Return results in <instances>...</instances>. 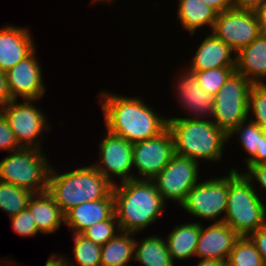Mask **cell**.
<instances>
[{
    "mask_svg": "<svg viewBox=\"0 0 266 266\" xmlns=\"http://www.w3.org/2000/svg\"><path fill=\"white\" fill-rule=\"evenodd\" d=\"M98 95L106 129L130 143L155 137L168 127V118L161 117L140 97L106 91Z\"/></svg>",
    "mask_w": 266,
    "mask_h": 266,
    "instance_id": "6da1fadb",
    "label": "cell"
},
{
    "mask_svg": "<svg viewBox=\"0 0 266 266\" xmlns=\"http://www.w3.org/2000/svg\"><path fill=\"white\" fill-rule=\"evenodd\" d=\"M114 213L120 231L142 232L162 217L166 203L152 180L132 179L113 186Z\"/></svg>",
    "mask_w": 266,
    "mask_h": 266,
    "instance_id": "7a4b0ae2",
    "label": "cell"
},
{
    "mask_svg": "<svg viewBox=\"0 0 266 266\" xmlns=\"http://www.w3.org/2000/svg\"><path fill=\"white\" fill-rule=\"evenodd\" d=\"M175 154L201 161L217 162L223 157L228 134L213 121L168 117Z\"/></svg>",
    "mask_w": 266,
    "mask_h": 266,
    "instance_id": "3957f363",
    "label": "cell"
},
{
    "mask_svg": "<svg viewBox=\"0 0 266 266\" xmlns=\"http://www.w3.org/2000/svg\"><path fill=\"white\" fill-rule=\"evenodd\" d=\"M51 166L48 192L53 196L63 214L85 202L107 198L113 186L92 164L60 173Z\"/></svg>",
    "mask_w": 266,
    "mask_h": 266,
    "instance_id": "277c9868",
    "label": "cell"
},
{
    "mask_svg": "<svg viewBox=\"0 0 266 266\" xmlns=\"http://www.w3.org/2000/svg\"><path fill=\"white\" fill-rule=\"evenodd\" d=\"M228 173L227 209L223 221L239 236H248L266 225V203L259 197L257 187L237 168H230Z\"/></svg>",
    "mask_w": 266,
    "mask_h": 266,
    "instance_id": "5b68a950",
    "label": "cell"
},
{
    "mask_svg": "<svg viewBox=\"0 0 266 266\" xmlns=\"http://www.w3.org/2000/svg\"><path fill=\"white\" fill-rule=\"evenodd\" d=\"M42 152L43 150L32 147L11 151V154L0 160V181L33 194L47 191L52 164Z\"/></svg>",
    "mask_w": 266,
    "mask_h": 266,
    "instance_id": "8992f818",
    "label": "cell"
},
{
    "mask_svg": "<svg viewBox=\"0 0 266 266\" xmlns=\"http://www.w3.org/2000/svg\"><path fill=\"white\" fill-rule=\"evenodd\" d=\"M251 86L252 83L245 76L235 71L214 95L213 122L227 134L248 119Z\"/></svg>",
    "mask_w": 266,
    "mask_h": 266,
    "instance_id": "52a82bcc",
    "label": "cell"
},
{
    "mask_svg": "<svg viewBox=\"0 0 266 266\" xmlns=\"http://www.w3.org/2000/svg\"><path fill=\"white\" fill-rule=\"evenodd\" d=\"M228 176L211 177L197 182L180 205L190 216L222 222L226 215ZM224 214V215H222ZM223 217H218V216Z\"/></svg>",
    "mask_w": 266,
    "mask_h": 266,
    "instance_id": "ba28073f",
    "label": "cell"
},
{
    "mask_svg": "<svg viewBox=\"0 0 266 266\" xmlns=\"http://www.w3.org/2000/svg\"><path fill=\"white\" fill-rule=\"evenodd\" d=\"M11 100L5 105L4 116L7 119L15 138L21 147H32L42 150L41 134L49 131L45 113L34 104L33 99H23V103Z\"/></svg>",
    "mask_w": 266,
    "mask_h": 266,
    "instance_id": "9c48e42d",
    "label": "cell"
},
{
    "mask_svg": "<svg viewBox=\"0 0 266 266\" xmlns=\"http://www.w3.org/2000/svg\"><path fill=\"white\" fill-rule=\"evenodd\" d=\"M199 163L175 154L152 180L164 202L169 199L181 205L188 192L199 182ZM199 176V177H198Z\"/></svg>",
    "mask_w": 266,
    "mask_h": 266,
    "instance_id": "30bf717a",
    "label": "cell"
},
{
    "mask_svg": "<svg viewBox=\"0 0 266 266\" xmlns=\"http://www.w3.org/2000/svg\"><path fill=\"white\" fill-rule=\"evenodd\" d=\"M174 155V139L168 127L155 137L133 143L135 179L153 180Z\"/></svg>",
    "mask_w": 266,
    "mask_h": 266,
    "instance_id": "8fae6325",
    "label": "cell"
},
{
    "mask_svg": "<svg viewBox=\"0 0 266 266\" xmlns=\"http://www.w3.org/2000/svg\"><path fill=\"white\" fill-rule=\"evenodd\" d=\"M235 53L259 36V21L255 11L231 8L217 14L211 31Z\"/></svg>",
    "mask_w": 266,
    "mask_h": 266,
    "instance_id": "7c38bea8",
    "label": "cell"
},
{
    "mask_svg": "<svg viewBox=\"0 0 266 266\" xmlns=\"http://www.w3.org/2000/svg\"><path fill=\"white\" fill-rule=\"evenodd\" d=\"M106 134L100 142L99 160L92 164L112 184H116L113 177H119L121 182L135 179L133 170V143L117 136L106 129ZM132 173V174H131Z\"/></svg>",
    "mask_w": 266,
    "mask_h": 266,
    "instance_id": "4fadbf2b",
    "label": "cell"
},
{
    "mask_svg": "<svg viewBox=\"0 0 266 266\" xmlns=\"http://www.w3.org/2000/svg\"><path fill=\"white\" fill-rule=\"evenodd\" d=\"M182 70V72H181ZM178 73L175 85V93L180 106L189 113V117L195 120L213 121L215 96L206 93L196 80V72L191 71L188 67L181 69ZM191 114V115H190ZM192 116V117H190Z\"/></svg>",
    "mask_w": 266,
    "mask_h": 266,
    "instance_id": "5bb4252c",
    "label": "cell"
},
{
    "mask_svg": "<svg viewBox=\"0 0 266 266\" xmlns=\"http://www.w3.org/2000/svg\"><path fill=\"white\" fill-rule=\"evenodd\" d=\"M36 49L6 72L8 87L13 100H40L46 92L42 67L36 58Z\"/></svg>",
    "mask_w": 266,
    "mask_h": 266,
    "instance_id": "9a60e30c",
    "label": "cell"
},
{
    "mask_svg": "<svg viewBox=\"0 0 266 266\" xmlns=\"http://www.w3.org/2000/svg\"><path fill=\"white\" fill-rule=\"evenodd\" d=\"M198 238L195 256L201 259L227 261L236 240L240 237L224 221L202 226Z\"/></svg>",
    "mask_w": 266,
    "mask_h": 266,
    "instance_id": "2e32d148",
    "label": "cell"
},
{
    "mask_svg": "<svg viewBox=\"0 0 266 266\" xmlns=\"http://www.w3.org/2000/svg\"><path fill=\"white\" fill-rule=\"evenodd\" d=\"M27 27L5 25L0 27V71L7 72L28 57L37 47Z\"/></svg>",
    "mask_w": 266,
    "mask_h": 266,
    "instance_id": "e0dca14e",
    "label": "cell"
},
{
    "mask_svg": "<svg viewBox=\"0 0 266 266\" xmlns=\"http://www.w3.org/2000/svg\"><path fill=\"white\" fill-rule=\"evenodd\" d=\"M197 48L190 60L189 69L191 71L236 68V53L212 32L202 40Z\"/></svg>",
    "mask_w": 266,
    "mask_h": 266,
    "instance_id": "ac0fdd59",
    "label": "cell"
},
{
    "mask_svg": "<svg viewBox=\"0 0 266 266\" xmlns=\"http://www.w3.org/2000/svg\"><path fill=\"white\" fill-rule=\"evenodd\" d=\"M114 214L113 192L104 199L77 205L64 214V224L73 234H81L88 227L108 220Z\"/></svg>",
    "mask_w": 266,
    "mask_h": 266,
    "instance_id": "d6986e66",
    "label": "cell"
},
{
    "mask_svg": "<svg viewBox=\"0 0 266 266\" xmlns=\"http://www.w3.org/2000/svg\"><path fill=\"white\" fill-rule=\"evenodd\" d=\"M236 72L252 84L266 81V37L259 35L248 46L236 53Z\"/></svg>",
    "mask_w": 266,
    "mask_h": 266,
    "instance_id": "ffe728a7",
    "label": "cell"
},
{
    "mask_svg": "<svg viewBox=\"0 0 266 266\" xmlns=\"http://www.w3.org/2000/svg\"><path fill=\"white\" fill-rule=\"evenodd\" d=\"M28 208L41 234L56 233L64 223V214L48 191L33 194L28 202Z\"/></svg>",
    "mask_w": 266,
    "mask_h": 266,
    "instance_id": "44dd1931",
    "label": "cell"
},
{
    "mask_svg": "<svg viewBox=\"0 0 266 266\" xmlns=\"http://www.w3.org/2000/svg\"><path fill=\"white\" fill-rule=\"evenodd\" d=\"M200 222H187L175 226L165 237L168 251L174 259L185 260L195 255L200 234Z\"/></svg>",
    "mask_w": 266,
    "mask_h": 266,
    "instance_id": "7402d4cb",
    "label": "cell"
},
{
    "mask_svg": "<svg viewBox=\"0 0 266 266\" xmlns=\"http://www.w3.org/2000/svg\"><path fill=\"white\" fill-rule=\"evenodd\" d=\"M177 7V19L191 36L205 26L212 31L217 13L202 0H179Z\"/></svg>",
    "mask_w": 266,
    "mask_h": 266,
    "instance_id": "603a6c76",
    "label": "cell"
},
{
    "mask_svg": "<svg viewBox=\"0 0 266 266\" xmlns=\"http://www.w3.org/2000/svg\"><path fill=\"white\" fill-rule=\"evenodd\" d=\"M134 260L141 266H175L165 238L151 235L135 241Z\"/></svg>",
    "mask_w": 266,
    "mask_h": 266,
    "instance_id": "cb8c5ba5",
    "label": "cell"
},
{
    "mask_svg": "<svg viewBox=\"0 0 266 266\" xmlns=\"http://www.w3.org/2000/svg\"><path fill=\"white\" fill-rule=\"evenodd\" d=\"M135 233L122 232L101 247V266H129L134 260Z\"/></svg>",
    "mask_w": 266,
    "mask_h": 266,
    "instance_id": "d4e9b609",
    "label": "cell"
},
{
    "mask_svg": "<svg viewBox=\"0 0 266 266\" xmlns=\"http://www.w3.org/2000/svg\"><path fill=\"white\" fill-rule=\"evenodd\" d=\"M265 134L262 128L255 122L247 119L235 127L229 134L230 141L234 135H238L243 150L248 153L247 158H244L245 166L256 156L257 148L260 145V138ZM231 138V139H230Z\"/></svg>",
    "mask_w": 266,
    "mask_h": 266,
    "instance_id": "484cf974",
    "label": "cell"
},
{
    "mask_svg": "<svg viewBox=\"0 0 266 266\" xmlns=\"http://www.w3.org/2000/svg\"><path fill=\"white\" fill-rule=\"evenodd\" d=\"M32 195L28 190L0 181V209L7 213L9 218L27 208Z\"/></svg>",
    "mask_w": 266,
    "mask_h": 266,
    "instance_id": "4316f807",
    "label": "cell"
},
{
    "mask_svg": "<svg viewBox=\"0 0 266 266\" xmlns=\"http://www.w3.org/2000/svg\"><path fill=\"white\" fill-rule=\"evenodd\" d=\"M74 260L67 257L68 266H101V247L82 234H72ZM77 263V264H76ZM75 264V265H74Z\"/></svg>",
    "mask_w": 266,
    "mask_h": 266,
    "instance_id": "83f0119b",
    "label": "cell"
},
{
    "mask_svg": "<svg viewBox=\"0 0 266 266\" xmlns=\"http://www.w3.org/2000/svg\"><path fill=\"white\" fill-rule=\"evenodd\" d=\"M227 261L232 266H264V261L248 236H240L231 250Z\"/></svg>",
    "mask_w": 266,
    "mask_h": 266,
    "instance_id": "f1b7e54d",
    "label": "cell"
},
{
    "mask_svg": "<svg viewBox=\"0 0 266 266\" xmlns=\"http://www.w3.org/2000/svg\"><path fill=\"white\" fill-rule=\"evenodd\" d=\"M248 115V119L257 123L266 133V83L252 84L249 91Z\"/></svg>",
    "mask_w": 266,
    "mask_h": 266,
    "instance_id": "f546056e",
    "label": "cell"
},
{
    "mask_svg": "<svg viewBox=\"0 0 266 266\" xmlns=\"http://www.w3.org/2000/svg\"><path fill=\"white\" fill-rule=\"evenodd\" d=\"M235 71V68H215L194 72H196V80L201 88L206 93L215 95Z\"/></svg>",
    "mask_w": 266,
    "mask_h": 266,
    "instance_id": "4dcf8cb0",
    "label": "cell"
},
{
    "mask_svg": "<svg viewBox=\"0 0 266 266\" xmlns=\"http://www.w3.org/2000/svg\"><path fill=\"white\" fill-rule=\"evenodd\" d=\"M118 233H120V228L114 213L108 220L100 221L88 227L81 234L94 243L103 246Z\"/></svg>",
    "mask_w": 266,
    "mask_h": 266,
    "instance_id": "1f68e13d",
    "label": "cell"
},
{
    "mask_svg": "<svg viewBox=\"0 0 266 266\" xmlns=\"http://www.w3.org/2000/svg\"><path fill=\"white\" fill-rule=\"evenodd\" d=\"M11 226L18 235L23 237H33L40 232L37 230L35 219L29 208H25L17 215L10 218Z\"/></svg>",
    "mask_w": 266,
    "mask_h": 266,
    "instance_id": "d6a6232c",
    "label": "cell"
},
{
    "mask_svg": "<svg viewBox=\"0 0 266 266\" xmlns=\"http://www.w3.org/2000/svg\"><path fill=\"white\" fill-rule=\"evenodd\" d=\"M21 148L5 116L0 118V150L14 151Z\"/></svg>",
    "mask_w": 266,
    "mask_h": 266,
    "instance_id": "836d02e7",
    "label": "cell"
},
{
    "mask_svg": "<svg viewBox=\"0 0 266 266\" xmlns=\"http://www.w3.org/2000/svg\"><path fill=\"white\" fill-rule=\"evenodd\" d=\"M247 171L241 172L253 184L255 181L259 183L260 188L266 192V166L263 164L246 165ZM253 181V182H252Z\"/></svg>",
    "mask_w": 266,
    "mask_h": 266,
    "instance_id": "e575fe53",
    "label": "cell"
},
{
    "mask_svg": "<svg viewBox=\"0 0 266 266\" xmlns=\"http://www.w3.org/2000/svg\"><path fill=\"white\" fill-rule=\"evenodd\" d=\"M266 265V225L248 235Z\"/></svg>",
    "mask_w": 266,
    "mask_h": 266,
    "instance_id": "d590c367",
    "label": "cell"
},
{
    "mask_svg": "<svg viewBox=\"0 0 266 266\" xmlns=\"http://www.w3.org/2000/svg\"><path fill=\"white\" fill-rule=\"evenodd\" d=\"M266 0H232L233 8L244 10H259Z\"/></svg>",
    "mask_w": 266,
    "mask_h": 266,
    "instance_id": "8d00e7d4",
    "label": "cell"
},
{
    "mask_svg": "<svg viewBox=\"0 0 266 266\" xmlns=\"http://www.w3.org/2000/svg\"><path fill=\"white\" fill-rule=\"evenodd\" d=\"M217 14L233 8L232 0H202Z\"/></svg>",
    "mask_w": 266,
    "mask_h": 266,
    "instance_id": "74e56055",
    "label": "cell"
},
{
    "mask_svg": "<svg viewBox=\"0 0 266 266\" xmlns=\"http://www.w3.org/2000/svg\"><path fill=\"white\" fill-rule=\"evenodd\" d=\"M266 162V133L260 138L256 156L247 165L264 164Z\"/></svg>",
    "mask_w": 266,
    "mask_h": 266,
    "instance_id": "f35d334b",
    "label": "cell"
},
{
    "mask_svg": "<svg viewBox=\"0 0 266 266\" xmlns=\"http://www.w3.org/2000/svg\"><path fill=\"white\" fill-rule=\"evenodd\" d=\"M0 99L5 104L13 100L8 87L6 73L2 71H0Z\"/></svg>",
    "mask_w": 266,
    "mask_h": 266,
    "instance_id": "ab89813d",
    "label": "cell"
},
{
    "mask_svg": "<svg viewBox=\"0 0 266 266\" xmlns=\"http://www.w3.org/2000/svg\"><path fill=\"white\" fill-rule=\"evenodd\" d=\"M255 12L259 21V35L266 37V3Z\"/></svg>",
    "mask_w": 266,
    "mask_h": 266,
    "instance_id": "60d3db41",
    "label": "cell"
},
{
    "mask_svg": "<svg viewBox=\"0 0 266 266\" xmlns=\"http://www.w3.org/2000/svg\"><path fill=\"white\" fill-rule=\"evenodd\" d=\"M63 255L52 254L45 263V266H68L67 259Z\"/></svg>",
    "mask_w": 266,
    "mask_h": 266,
    "instance_id": "b9f144b4",
    "label": "cell"
},
{
    "mask_svg": "<svg viewBox=\"0 0 266 266\" xmlns=\"http://www.w3.org/2000/svg\"><path fill=\"white\" fill-rule=\"evenodd\" d=\"M221 263L219 260L201 259L196 266H220Z\"/></svg>",
    "mask_w": 266,
    "mask_h": 266,
    "instance_id": "7bdbcfd3",
    "label": "cell"
},
{
    "mask_svg": "<svg viewBox=\"0 0 266 266\" xmlns=\"http://www.w3.org/2000/svg\"><path fill=\"white\" fill-rule=\"evenodd\" d=\"M5 103L0 99V118L4 116Z\"/></svg>",
    "mask_w": 266,
    "mask_h": 266,
    "instance_id": "ee69618b",
    "label": "cell"
},
{
    "mask_svg": "<svg viewBox=\"0 0 266 266\" xmlns=\"http://www.w3.org/2000/svg\"><path fill=\"white\" fill-rule=\"evenodd\" d=\"M3 262H5V263L0 262V263H1L0 266H13V265H11V263H12V264L15 263V262H13V260L8 261V260H6V259H5V261H3ZM2 264H3V265H2ZM15 266H18V265H15Z\"/></svg>",
    "mask_w": 266,
    "mask_h": 266,
    "instance_id": "f6af8a7d",
    "label": "cell"
},
{
    "mask_svg": "<svg viewBox=\"0 0 266 266\" xmlns=\"http://www.w3.org/2000/svg\"><path fill=\"white\" fill-rule=\"evenodd\" d=\"M114 0H91V2H93V3H99V2H107V4L108 3H110L111 4V2H113Z\"/></svg>",
    "mask_w": 266,
    "mask_h": 266,
    "instance_id": "bcb514c9",
    "label": "cell"
},
{
    "mask_svg": "<svg viewBox=\"0 0 266 266\" xmlns=\"http://www.w3.org/2000/svg\"><path fill=\"white\" fill-rule=\"evenodd\" d=\"M220 266H232L228 261H223Z\"/></svg>",
    "mask_w": 266,
    "mask_h": 266,
    "instance_id": "7dc6e473",
    "label": "cell"
}]
</instances>
